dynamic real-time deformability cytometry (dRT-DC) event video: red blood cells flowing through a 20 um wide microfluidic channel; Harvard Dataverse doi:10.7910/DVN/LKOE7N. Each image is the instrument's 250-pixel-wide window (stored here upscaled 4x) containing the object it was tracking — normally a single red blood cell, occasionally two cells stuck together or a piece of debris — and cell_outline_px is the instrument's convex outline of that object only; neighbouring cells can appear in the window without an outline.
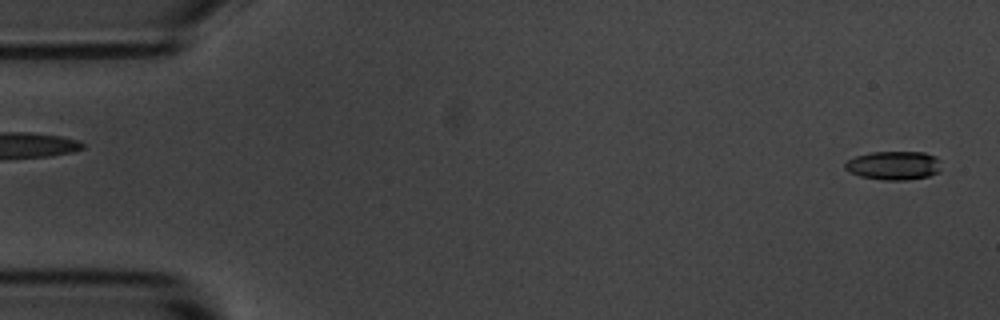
{"species": "common noctule bat (a hibernating species)", "species_latin": "Nyctalus noctula", "temperature_condition": "room temperature", "stored_images_in_passage": 4, "segment_of_instrument_passage": [2, 2], "camera_frame_rate_fps": 3000, "um_per_image_px": 0.085, "animal": {"sex": "male", "body_mass_g": 20.1, "forearm_length_mm": 53.5}, "frame": {"image": 1, "passage_image": 4, "time_ms": 3.333, "image_size_px": [1000, 320], "cell_outline_px": [[940, 172], [928, 176], [908, 180], [884, 180], [860, 176], [848, 172], [844, 168], [844, 164], [848, 160], [856, 156], [872, 152], [924, 152], [936, 156], [940, 160]], "centroid_in_image_um": [75.98, 14.07], "position_along_channel_um": 9.0, "area_um2": 16.24}}